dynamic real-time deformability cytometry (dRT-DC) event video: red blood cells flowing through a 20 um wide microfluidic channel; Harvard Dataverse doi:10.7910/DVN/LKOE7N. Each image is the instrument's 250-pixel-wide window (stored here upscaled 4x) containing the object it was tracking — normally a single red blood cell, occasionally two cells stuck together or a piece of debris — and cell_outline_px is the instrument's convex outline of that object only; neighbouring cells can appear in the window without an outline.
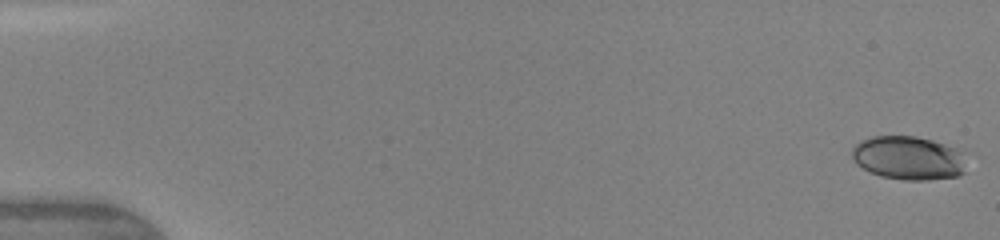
{"species": "human", "species_latin": "Homo sapiens", "temperature_condition": "warm", "stored_images_in_passage": 6, "camera_frame_rate_fps": 3000, "um_per_image_px": 0.085, "donor": {"sex": "female"}, "frame": {"image": 1, "passage_image": 1, "time_ms": 0.0, "image_size_px": [1000, 240], "cell_outline_px": [[964, 172], [956, 176], [928, 180], [904, 180], [880, 176], [856, 164], [852, 160], [852, 148], [860, 140], [872, 136], [916, 136], [932, 140], [956, 148], [964, 152]], "centroid_in_image_um": [77.2, 13.42], "position_along_channel_um": 7.8, "area_um2": 29.19}}
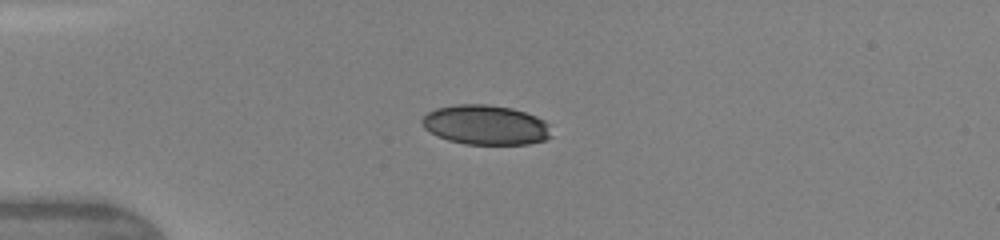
{"frame": {"image": 2, "passage_image": 5, "time_ms": 4.0, "image_size_px": [1000, 240], "cell_outline_px": [[552, 136], [544, 140], [528, 144], [464, 144], [448, 140], [424, 128], [420, 120], [428, 112], [436, 108], [456, 104], [488, 104], [512, 108], [536, 116], [544, 120], [548, 124]], "centroid_in_image_um": [41.29, 10.61], "position_along_channel_um": 43.7, "area_um2": 29.88}}